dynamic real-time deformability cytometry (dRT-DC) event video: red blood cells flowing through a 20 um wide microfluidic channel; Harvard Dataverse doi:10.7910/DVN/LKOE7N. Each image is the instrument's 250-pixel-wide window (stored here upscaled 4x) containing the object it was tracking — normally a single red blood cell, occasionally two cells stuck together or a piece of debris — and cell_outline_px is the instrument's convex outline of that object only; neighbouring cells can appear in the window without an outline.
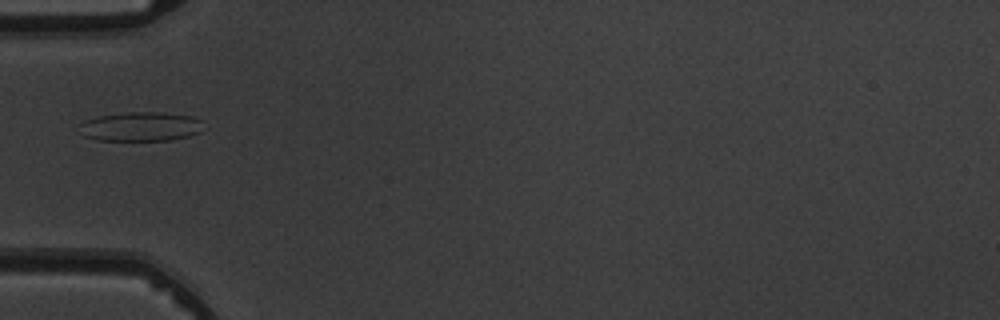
{"species": "common noctule bat (a hibernating species)", "species_latin": "Nyctalus noctula", "temperature_condition": "warm", "stored_images_in_passage": 6, "camera_frame_rate_fps": 3000, "um_per_image_px": 0.085, "animal": {"sex": "male", "body_mass_g": 19.5, "forearm_length_mm": 54.6}, "frame": {"image": 1, "passage_image": 5, "time_ms": 5.667, "image_size_px": [1000, 320], "cell_outline_px": [[208, 128], [192, 136], [168, 140], [96, 140], [84, 136], [80, 124], [84, 120], [100, 116], [128, 112], [160, 112], [192, 116], [200, 120]], "centroid_in_image_um": [12.05, 10.76], "position_along_channel_um": 73.0, "area_um2": 21.27}}
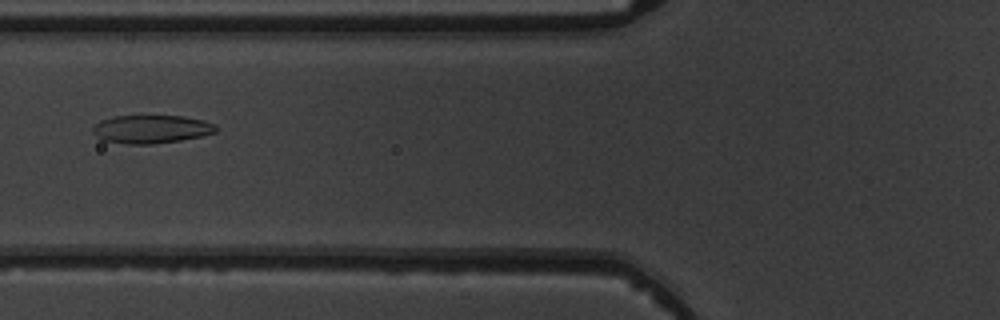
{"frame": {"image": 2, "passage_image": 6, "time_ms": 6.667, "image_size_px": [1000, 320], "cell_outline_px": [[216, 132], [200, 136], [180, 140], [152, 144], [128, 144], [104, 140], [96, 136], [92, 132], [92, 128], [100, 120], [112, 116], [184, 116], [204, 120], [216, 124]], "centroid_in_image_um": [12.85, 10.97], "position_along_channel_um": 113.0, "area_um2": 20.23}}